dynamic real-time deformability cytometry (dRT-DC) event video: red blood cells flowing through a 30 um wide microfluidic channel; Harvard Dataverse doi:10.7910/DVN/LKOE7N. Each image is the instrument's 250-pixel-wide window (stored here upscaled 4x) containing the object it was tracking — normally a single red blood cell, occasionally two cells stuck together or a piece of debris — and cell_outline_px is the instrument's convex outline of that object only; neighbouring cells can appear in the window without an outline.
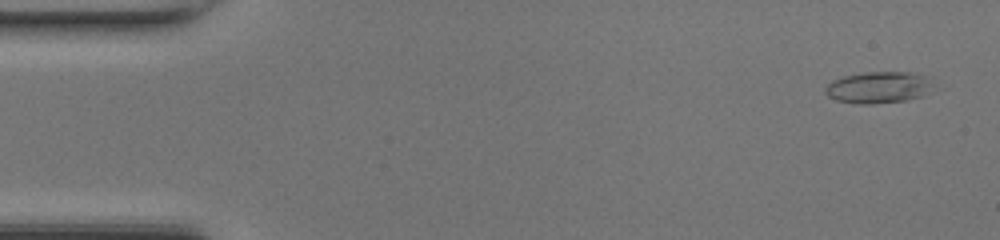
{"species": "common noctule bat (a hibernating species)", "species_latin": "Nyctalus noctula", "temperature_condition": "room temperature", "stored_images_in_passage": 49, "camera_frame_rate_fps": 3000, "um_per_image_px": 0.085, "animal": {"sex": "female", "body_mass_g": 17.0, "forearm_length_mm": 48.0}, "frame": {"image": 1, "passage_image": 3, "time_ms": 0.667, "image_size_px": [1000, 240], "cell_outline_px": [[932, 76], [928, 84], [920, 96], [904, 100], [872, 104], [860, 104], [836, 100], [828, 96], [824, 92], [824, 88], [832, 80], [844, 76], [864, 72], [912, 72]], "centroid_in_image_um": [74.58, 7.41], "position_along_channel_um": 10.4, "area_um2": 19.54}}
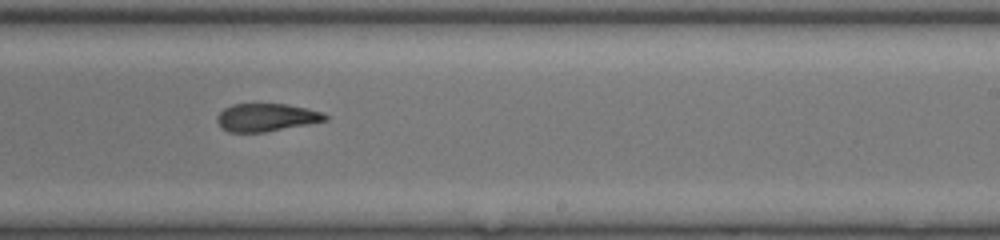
{"frame": {"image": 2, "passage_image": 30, "time_ms": 9.667, "image_size_px": [1000, 240], "cell_outline_px": [[328, 120], [308, 124], [264, 132], [228, 132], [220, 128], [216, 120], [216, 116], [224, 108], [232, 104], [288, 104], [320, 112], [328, 116]], "centroid_in_image_um": [22.58, 9.98], "position_along_channel_um": 266.4, "area_um2": 17.51}}
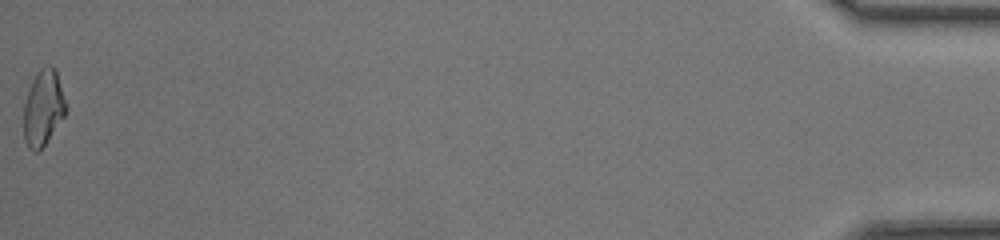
{"frame": {"image": 3, "passage_image": 49, "time_ms": 16.0, "image_size_px": [1000, 240], "cell_outline_px": [[68, 108], [64, 116], [44, 144], [36, 152], [28, 148], [24, 140], [24, 104], [32, 80], [36, 72], [40, 68], [48, 64], [56, 72]], "centroid_in_image_um": [3.67, 9.16], "position_along_channel_um": 431.5, "area_um2": 18.32}, "authors_computed_cell_mechanics": {"area_um2": 18.8428, "velocity_mm_per_s": 4.3197, "shape_relaxation_time_tau1_ms": null, "shape_relaxation_time_tau2_ms": 1.9761, "deformation_change_tau1": null, "deformation_change_tau2": 0.0959}}